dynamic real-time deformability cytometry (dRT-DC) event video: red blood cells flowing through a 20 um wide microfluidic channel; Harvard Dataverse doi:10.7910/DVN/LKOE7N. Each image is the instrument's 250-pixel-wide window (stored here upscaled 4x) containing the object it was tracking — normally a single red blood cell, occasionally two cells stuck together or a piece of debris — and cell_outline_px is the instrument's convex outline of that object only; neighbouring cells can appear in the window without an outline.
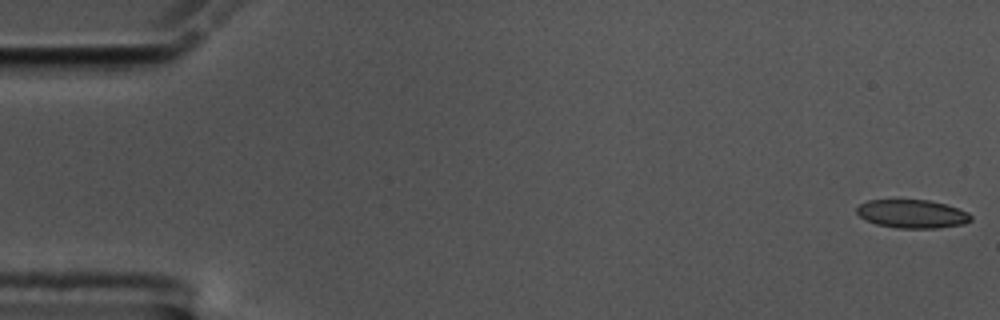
{"species": "common noctule bat (a hibernating species)", "species_latin": "Nyctalus noctula", "temperature_condition": "cold", "stored_images_in_passage": 57, "camera_frame_rate_fps": 3000, "um_per_image_px": 0.085, "animal": {"sex": "male", "body_mass_g": 17.5, "forearm_length_mm": 52.3}, "frame": {"image": 1, "passage_image": 1, "time_ms": 0.0, "image_size_px": [1000, 320], "cell_outline_px": [[972, 220], [964, 224], [936, 228], [896, 228], [876, 224], [864, 220], [856, 212], [856, 208], [860, 204], [868, 200], [928, 200], [944, 204], [968, 212], [972, 216]], "centroid_in_image_um": [77.51, 18.18], "position_along_channel_um": 7.5, "area_um2": 18.9}}
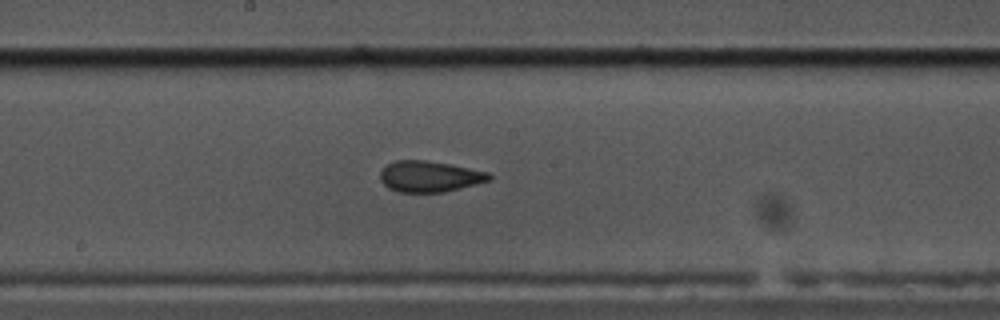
{"frame": {"image": 2, "passage_image": 30, "time_ms": 9.667, "image_size_px": [1000, 320], "cell_outline_px": [[492, 176], [488, 180], [444, 192], [400, 192], [388, 188], [380, 180], [380, 172], [388, 164], [396, 160], [428, 160], [452, 164], [488, 172]], "centroid_in_image_um": [36.48, 14.98], "position_along_channel_um": 211.7, "area_um2": 19.54}}
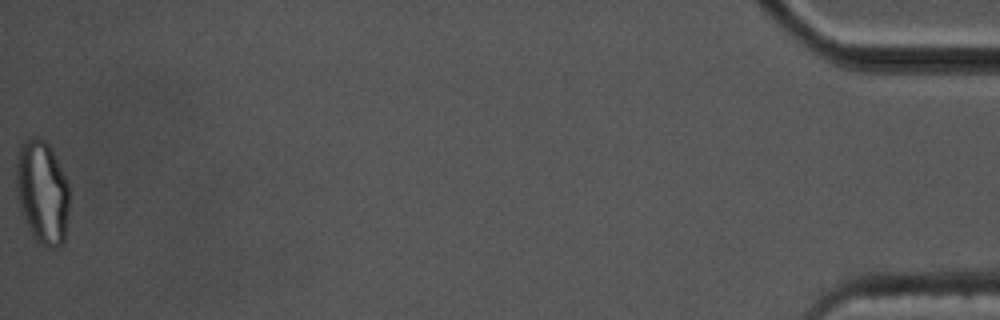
{"frame": {"image": 3, "passage_image": 57, "time_ms": 18.667, "image_size_px": [1000, 320], "cell_outline_px": [[68, 212], [64, 240], [56, 248], [52, 248], [36, 244], [24, 220], [20, 208], [16, 188], [16, 160], [20, 144], [28, 136], [40, 136], [52, 148], [68, 184]], "centroid_in_image_um": [3.57, 16.31], "position_along_channel_um": 431.6, "area_um2": 32.48}, "authors_computed_cell_mechanics": {"area_um2": 20.0566, "velocity_mm_per_s": 3.548, "shape_relaxation_time_tau1_ms": 9.3315, "shape_relaxation_time_tau2_ms": 1.4233, "deformation_change_tau1": 0.1759, "deformation_change_tau2": 0.056}}